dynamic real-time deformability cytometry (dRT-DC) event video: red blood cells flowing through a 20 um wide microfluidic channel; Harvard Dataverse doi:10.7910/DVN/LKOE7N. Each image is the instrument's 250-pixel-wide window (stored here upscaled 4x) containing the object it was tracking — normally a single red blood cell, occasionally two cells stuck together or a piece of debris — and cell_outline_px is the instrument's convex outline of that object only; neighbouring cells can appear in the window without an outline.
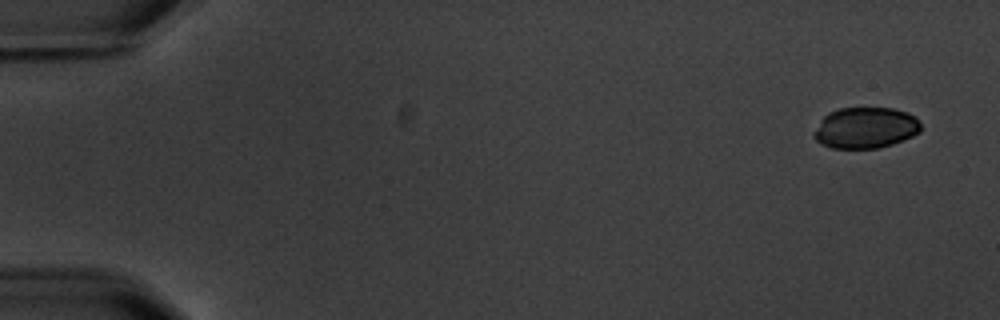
{"species": "common noctule bat (a hibernating species)", "species_latin": "Nyctalus noctula", "temperature_condition": "warm", "stored_images_in_passage": 7, "camera_frame_rate_fps": 3000, "um_per_image_px": 0.085, "animal": {"sex": "male", "body_mass_g": 20.1, "forearm_length_mm": 53.5}, "frame": {"image": 1, "passage_image": 1, "time_ms": 0.0, "image_size_px": [1000, 320], "cell_outline_px": [[920, 132], [912, 136], [892, 144], [876, 148], [832, 148], [820, 144], [812, 136], [812, 132], [820, 120], [828, 112], [840, 108], [892, 108], [908, 112], [916, 116], [920, 124]], "centroid_in_image_um": [73.53, 10.86], "position_along_channel_um": 11.5, "area_um2": 25.78}}
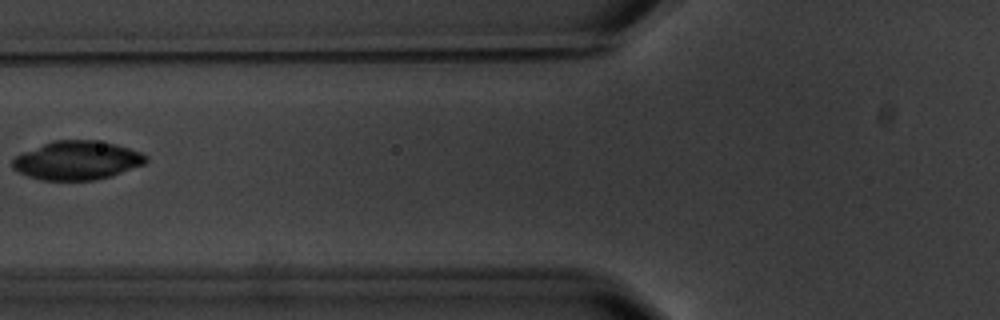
{"frame": {"image": 2, "passage_image": 6, "time_ms": 7.0, "image_size_px": [1000, 320], "cell_outline_px": [[148, 160], [144, 164], [112, 176], [96, 180], [40, 180], [28, 176], [12, 168], [12, 160], [16, 156], [24, 152], [52, 140], [96, 140], [116, 144], [140, 152], [148, 156]], "centroid_in_image_um": [6.56, 13.63], "position_along_channel_um": 119.2, "area_um2": 30.11}}
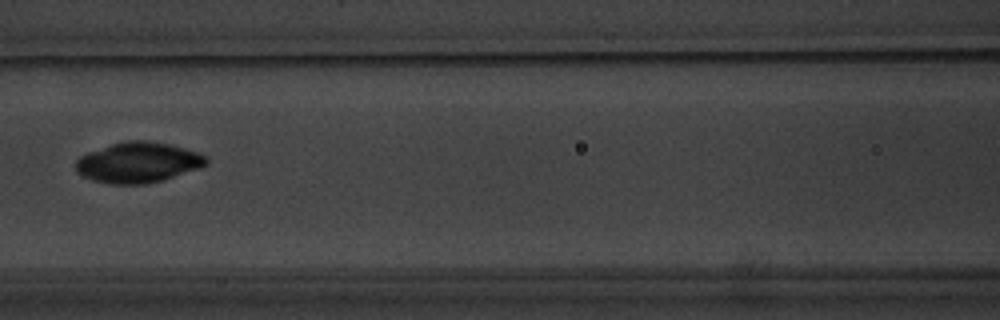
{"frame": {"image": 3, "passage_image": 7, "time_ms": 8.0, "image_size_px": [1000, 320], "cell_outline_px": [[208, 164], [164, 180], [144, 184], [112, 184], [92, 180], [76, 172], [76, 160], [80, 156], [88, 152], [112, 144], [128, 140], [144, 140], [168, 144], [184, 148], [208, 156]], "centroid_in_image_um": [11.73, 13.81], "position_along_channel_um": 154.9, "area_um2": 30.58}}